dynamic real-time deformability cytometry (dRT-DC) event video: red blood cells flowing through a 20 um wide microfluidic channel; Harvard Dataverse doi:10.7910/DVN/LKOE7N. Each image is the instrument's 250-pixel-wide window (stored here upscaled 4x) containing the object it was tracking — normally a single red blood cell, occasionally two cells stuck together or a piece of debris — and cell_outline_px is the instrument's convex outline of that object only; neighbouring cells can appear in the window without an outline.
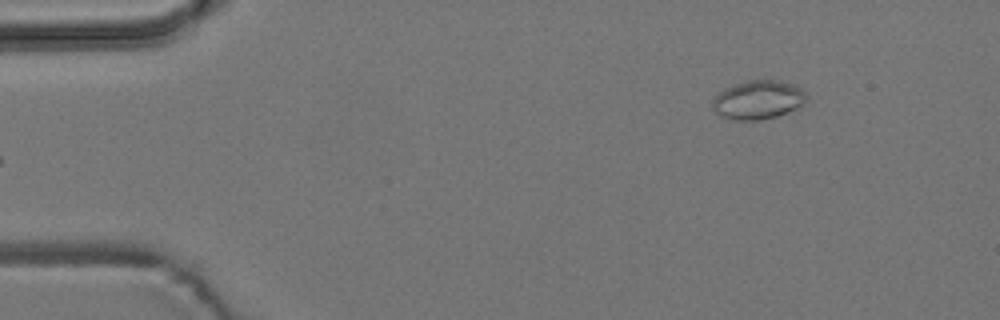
{"species": "common noctule bat (a hibernating species)", "species_latin": "Nyctalus noctula", "temperature_condition": "room temperature", "stored_images_in_passage": 3, "camera_frame_rate_fps": 3000, "um_per_image_px": 0.085, "animal": {"sex": "male", "body_mass_g": 19.2, "forearm_length_mm": 51.8}, "frame": {"image": 1, "passage_image": 3, "time_ms": 3.333, "image_size_px": [1000, 320], "cell_outline_px": [[808, 96], [804, 104], [800, 108], [776, 116], [760, 120], [736, 120], [720, 116], [712, 108], [712, 100], [724, 88], [748, 80], [776, 80], [796, 84]], "centroid_in_image_um": [64.47, 8.49], "position_along_channel_um": 20.5, "area_um2": 21.39}}